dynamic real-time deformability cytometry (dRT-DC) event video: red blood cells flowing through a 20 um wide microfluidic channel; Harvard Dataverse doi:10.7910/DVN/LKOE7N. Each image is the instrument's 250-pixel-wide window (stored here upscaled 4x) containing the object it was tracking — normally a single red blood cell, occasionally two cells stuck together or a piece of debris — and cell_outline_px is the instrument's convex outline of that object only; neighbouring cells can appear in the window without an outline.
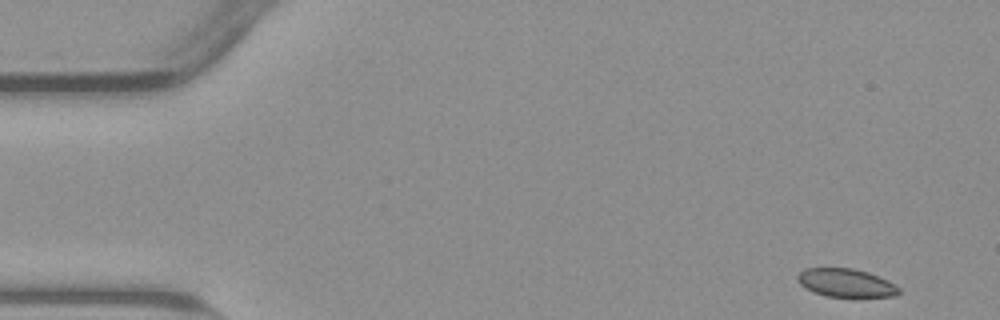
{"species": "common noctule bat (a hibernating species)", "species_latin": "Nyctalus noctula", "temperature_condition": "warm", "stored_images_in_passage": 52, "camera_frame_rate_fps": 3000, "um_per_image_px": 0.085, "animal": {"sex": "male", "body_mass_g": 23.1, "forearm_length_mm": 52.7}, "frame": {"image": 1, "passage_image": 1, "time_ms": 0.0, "image_size_px": [1000, 320], "cell_outline_px": [[900, 292], [892, 296], [828, 296], [816, 292], [800, 284], [796, 276], [804, 268], [852, 268], [868, 272], [900, 288]], "centroid_in_image_um": [71.86, 24.02], "position_along_channel_um": 13.1, "area_um2": 16.13}}
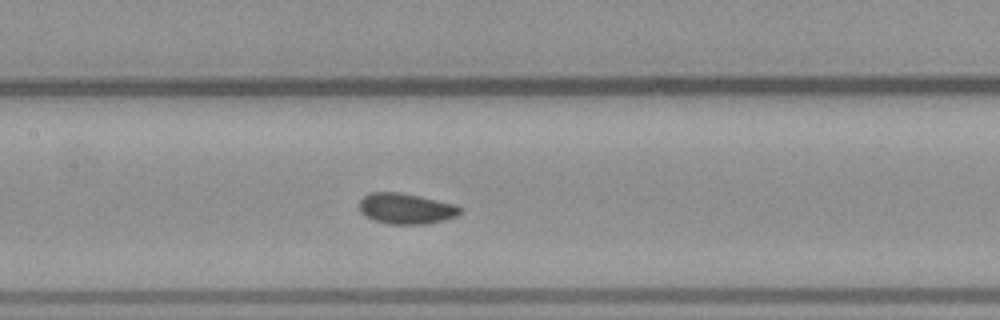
{"frame": {"image": 2, "passage_image": 23, "time_ms": 7.333, "image_size_px": [1000, 320], "cell_outline_px": [[464, 212], [456, 216], [444, 220], [424, 224], [388, 224], [364, 216], [360, 212], [360, 200], [368, 192], [400, 192], [420, 196], [456, 204]], "centroid_in_image_um": [34.52, 17.72], "position_along_channel_um": 172.9, "area_um2": 18.15}}
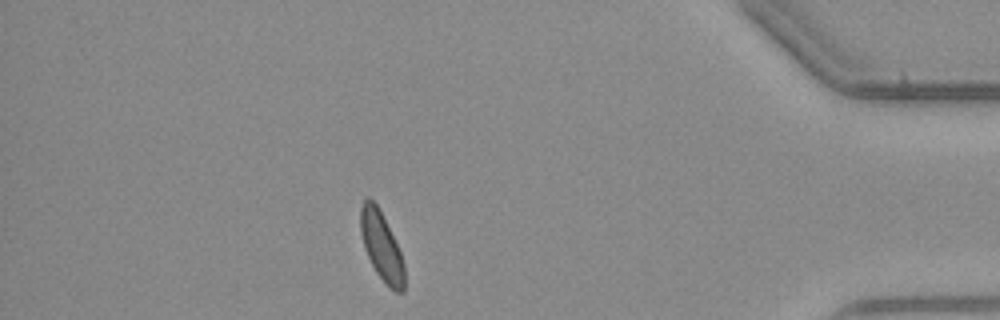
{"frame": {"image": 3, "passage_image": 45, "time_ms": 14.667, "image_size_px": [1000, 320], "cell_outline_px": [[404, 292], [396, 292], [376, 272], [364, 248], [360, 232], [360, 208], [364, 200], [368, 196], [380, 208], [400, 252], [404, 264]], "centroid_in_image_um": [32.41, 20.87], "position_along_channel_um": 402.8, "area_um2": 17.28}, "authors_computed_cell_mechanics": {"area_um2": 17.918, "velocity_mm_per_s": 3.7951, "shape_relaxation_time_tau1_ms": 3.1445, "shape_relaxation_time_tau2_ms": 3.1641, "deformation_change_tau1": 0.0651, "deformation_change_tau2": 0.068}}